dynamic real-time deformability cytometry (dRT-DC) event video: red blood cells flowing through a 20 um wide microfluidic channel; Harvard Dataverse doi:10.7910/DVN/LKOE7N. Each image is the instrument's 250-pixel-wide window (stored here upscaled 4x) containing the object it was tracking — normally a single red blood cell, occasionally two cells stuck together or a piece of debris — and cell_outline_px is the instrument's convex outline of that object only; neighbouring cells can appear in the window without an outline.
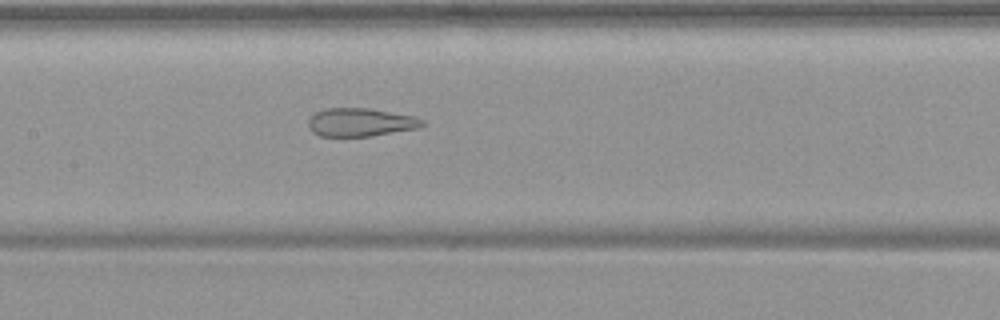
{"species": "common noctule bat (a hibernating species)", "species_latin": "Nyctalus noctula", "temperature_condition": "warm", "stored_images_in_passage": 54, "camera_frame_rate_fps": 3000, "um_per_image_px": 0.085, "animal": {"sex": "female", "body_mass_g": 19.9}, "frame": {"image": 1, "passage_image": 27, "time_ms": 8.667, "image_size_px": [1000, 320], "cell_outline_px": [[424, 124], [420, 128], [372, 136], [320, 136], [312, 132], [308, 128], [308, 120], [316, 112], [324, 108], [368, 108], [416, 116], [424, 120]], "centroid_in_image_um": [30.66, 10.39], "position_along_channel_um": 176.7, "area_um2": 18.96}}
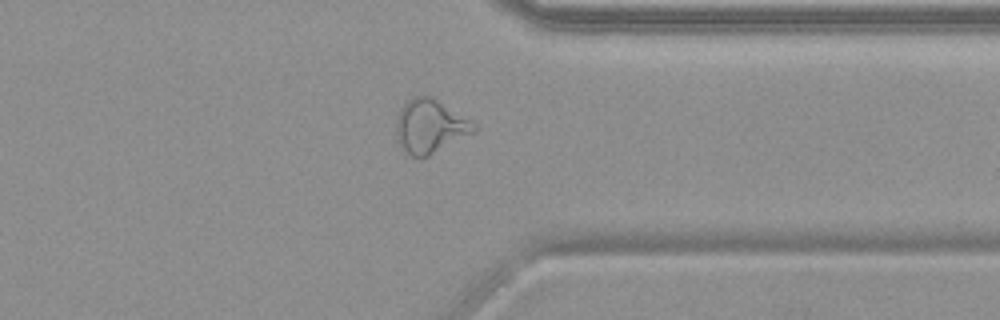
{"frame": {"image": 2, "passage_image": 43, "time_ms": 14.0, "image_size_px": [1000, 320], "cell_outline_px": [[476, 132], [420, 160], [412, 156], [400, 148], [396, 136], [396, 116], [400, 108], [408, 100], [416, 96], [432, 96], [476, 124]], "centroid_in_image_um": [36.53, 10.76], "position_along_channel_um": 374.9, "area_um2": 24.51}}
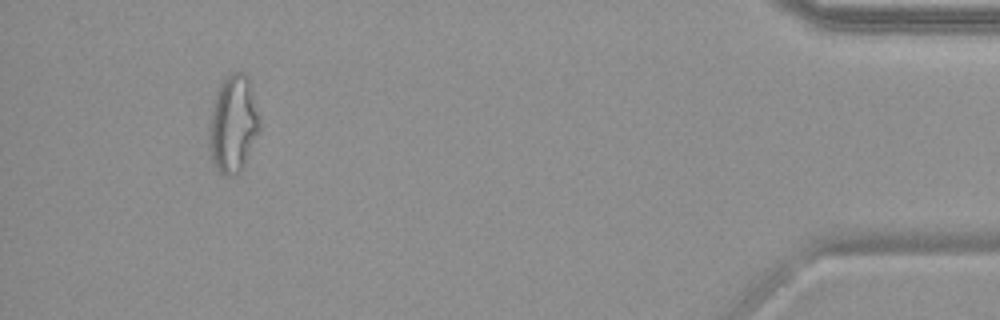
{"frame": {"image": 3, "passage_image": 51, "time_ms": 16.667, "image_size_px": [1000, 320], "cell_outline_px": [[260, 132], [244, 168], [240, 172], [232, 176], [224, 176], [212, 164], [208, 140], [208, 124], [212, 104], [216, 92], [220, 84], [232, 72], [244, 72], [248, 76], [252, 92], [260, 128]], "centroid_in_image_um": [19.79, 10.6], "position_along_channel_um": 415.4, "area_um2": 29.02}, "authors_computed_cell_mechanics": {"area_um2": 26.3568, "velocity_mm_per_s": 3.7576, "shape_relaxation_time_tau1_ms": null, "shape_relaxation_time_tau2_ms": 1.4245, "deformation_change_tau1": null, "deformation_change_tau2": 0.1036}}